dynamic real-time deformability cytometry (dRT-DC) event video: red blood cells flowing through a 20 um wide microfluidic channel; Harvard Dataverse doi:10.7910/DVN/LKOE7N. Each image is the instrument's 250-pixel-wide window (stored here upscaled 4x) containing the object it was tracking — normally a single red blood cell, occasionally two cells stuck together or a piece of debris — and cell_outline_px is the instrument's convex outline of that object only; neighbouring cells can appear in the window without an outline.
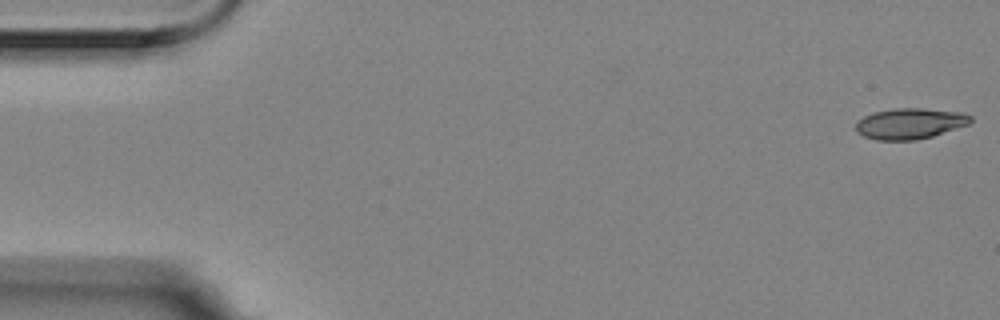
{"species": "Egyptian fruit bat (a non-hibernating species)", "species_latin": "Rousettus aegyptiacus", "temperature_condition": "room temperature", "stored_images_in_passage": 6, "camera_frame_rate_fps": 3000, "um_per_image_px": 0.085, "animal": {"sex": "female"}, "frame": {"image": 1, "passage_image": 1, "time_ms": 0.0, "image_size_px": [1000, 320], "cell_outline_px": [[972, 120], [968, 124], [932, 136], [916, 140], [876, 140], [864, 136], [856, 132], [856, 124], [864, 116], [872, 112], [896, 108], [924, 108], [964, 112], [972, 116]], "centroid_in_image_um": [77.35, 10.49], "position_along_channel_um": 7.7, "area_um2": 20.63}}